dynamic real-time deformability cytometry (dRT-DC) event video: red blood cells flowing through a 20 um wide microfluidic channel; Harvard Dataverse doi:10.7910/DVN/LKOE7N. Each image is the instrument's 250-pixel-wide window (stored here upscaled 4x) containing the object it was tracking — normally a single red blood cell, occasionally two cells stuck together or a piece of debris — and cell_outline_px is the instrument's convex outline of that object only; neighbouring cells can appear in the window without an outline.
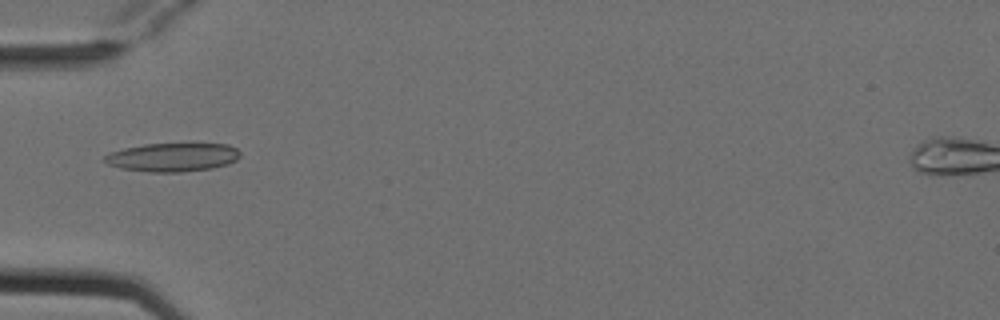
{"species": "Egyptian fruit bat (a non-hibernating species)", "species_latin": "Rousettus aegyptiacus", "temperature_condition": "cold", "stored_images_in_passage": 7, "camera_frame_rate_fps": 3000, "um_per_image_px": 0.085, "animal": {"sex": "female"}, "frame": {"image": 1, "passage_image": 4, "time_ms": 1.0, "image_size_px": [1000, 320], "cell_outline_px": [[240, 156], [236, 160], [228, 164], [212, 168], [180, 172], [148, 172], [120, 168], [108, 164], [104, 160], [104, 156], [108, 152], [124, 148], [144, 144], [228, 144], [236, 148], [240, 152]], "centroid_in_image_um": [14.66, 13.36], "position_along_channel_um": 70.3, "area_um2": 22.6}}
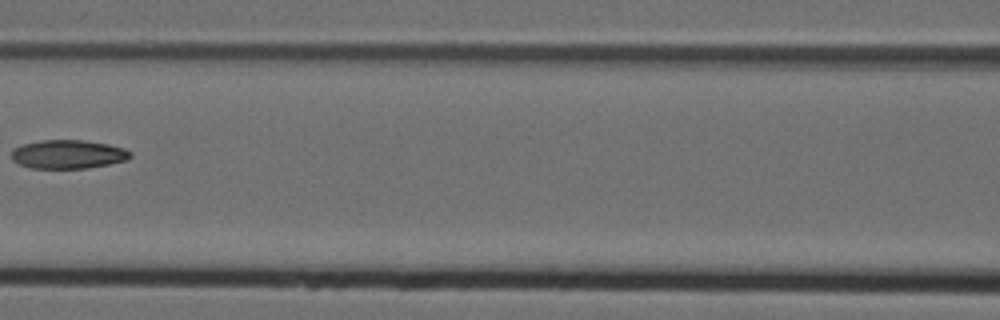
{"frame": {"image": 2, "passage_image": 6, "time_ms": 1.667, "image_size_px": [1000, 320], "cell_outline_px": [[132, 156], [128, 160], [88, 168], [32, 168], [20, 164], [12, 160], [12, 148], [24, 144], [40, 140], [84, 140], [108, 144], [124, 148], [132, 152]], "centroid_in_image_um": [5.81, 13.11], "position_along_channel_um": 160.8, "area_um2": 19.94}}
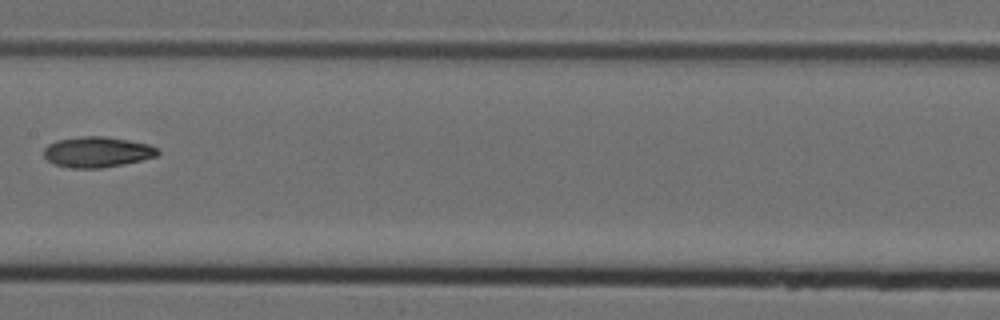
{"frame": {"image": 3, "passage_image": 7, "time_ms": 2.0, "image_size_px": [1000, 320], "cell_outline_px": [[160, 152], [156, 156], [124, 164], [100, 168], [68, 168], [52, 164], [44, 156], [44, 148], [48, 144], [56, 140], [80, 136], [104, 136], [128, 140], [148, 144], [160, 148]], "centroid_in_image_um": [8.24, 12.92], "position_along_channel_um": 199.2, "area_um2": 20.46}}